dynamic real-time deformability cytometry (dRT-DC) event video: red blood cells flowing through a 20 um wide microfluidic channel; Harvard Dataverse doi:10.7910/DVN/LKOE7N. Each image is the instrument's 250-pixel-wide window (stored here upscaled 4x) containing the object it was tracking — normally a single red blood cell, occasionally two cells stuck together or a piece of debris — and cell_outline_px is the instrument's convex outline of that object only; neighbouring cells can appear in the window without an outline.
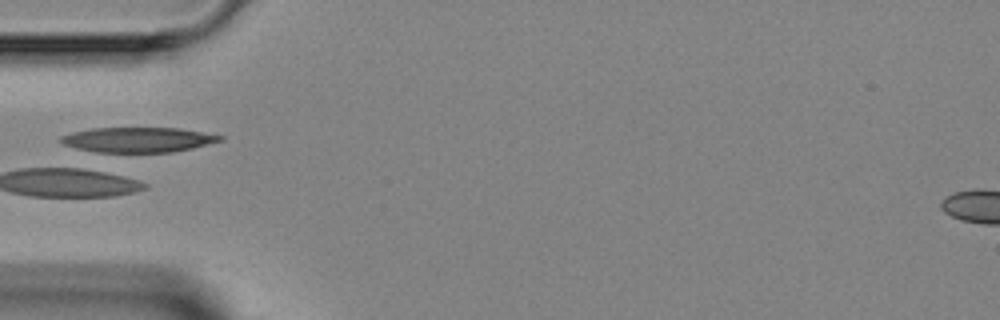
{"species": "Egyptian fruit bat (a non-hibernating species)", "species_latin": "Rousettus aegyptiacus", "temperature_condition": "room temperature", "stored_images_in_passage": 4, "camera_frame_rate_fps": 3000, "um_per_image_px": 0.085, "animal": {"sex": "female"}, "frame": {"image": 1, "passage_image": 3, "time_ms": 2.333, "image_size_px": [1000, 320], "cell_outline_px": [[224, 140], [192, 148], [172, 152], [104, 156], [76, 148], [64, 144], [56, 140], [60, 136], [72, 132], [92, 128], [180, 128], [224, 136]], "centroid_in_image_um": [11.63, 11.93], "position_along_channel_um": 73.4, "area_um2": 24.51}}